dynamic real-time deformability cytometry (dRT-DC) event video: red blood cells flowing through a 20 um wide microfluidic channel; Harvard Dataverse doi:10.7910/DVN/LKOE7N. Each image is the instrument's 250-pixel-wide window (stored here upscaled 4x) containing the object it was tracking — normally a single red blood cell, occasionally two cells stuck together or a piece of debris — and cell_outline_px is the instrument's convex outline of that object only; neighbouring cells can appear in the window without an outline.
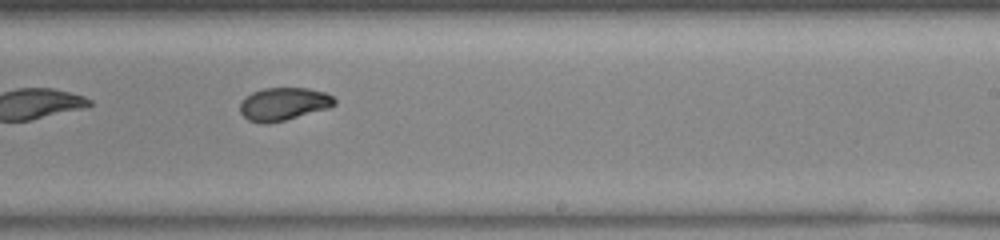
{"species": "common noctule bat (a hibernating species)", "species_latin": "Nyctalus noctula", "temperature_condition": "warm", "stored_images_in_passage": 35, "camera_frame_rate_fps": 3000, "um_per_image_px": 0.085, "animal": {"sex": "female", "body_mass_g": 23.0, "forearm_length_mm": 53.4}, "frame": {"image": 1, "passage_image": 16, "time_ms": 5.0, "image_size_px": [1000, 240], "cell_outline_px": [[336, 104], [328, 108], [284, 120], [248, 120], [240, 112], [240, 104], [244, 96], [252, 92], [264, 88], [308, 88], [324, 92], [332, 96], [336, 100]], "centroid_in_image_um": [24.13, 8.78], "position_along_channel_um": 264.9, "area_um2": 17.51}}